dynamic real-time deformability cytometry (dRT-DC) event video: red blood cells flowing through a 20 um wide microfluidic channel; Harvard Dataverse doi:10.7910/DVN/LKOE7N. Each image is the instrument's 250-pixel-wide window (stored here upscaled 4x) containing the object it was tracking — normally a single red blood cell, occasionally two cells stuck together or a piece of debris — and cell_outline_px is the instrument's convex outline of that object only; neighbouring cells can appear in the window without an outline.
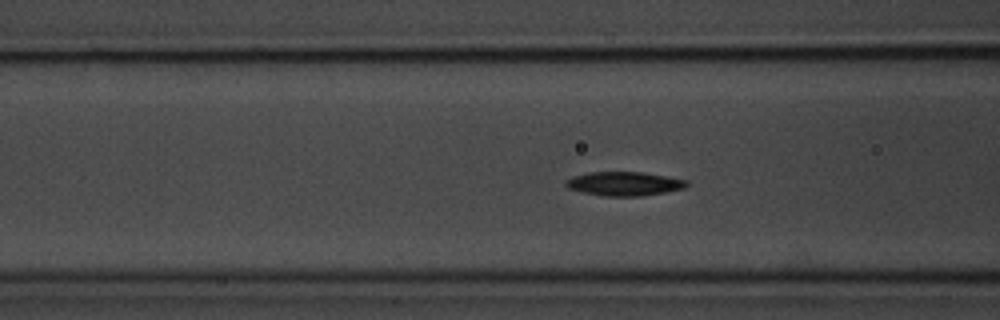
{"species": "common noctule bat (a hibernating species)", "species_latin": "Nyctalus noctula", "temperature_condition": "room temperature", "stored_images_in_passage": 46, "camera_frame_rate_fps": 3000, "um_per_image_px": 0.085, "animal": {"sex": "male", "body_mass_g": 20.1, "forearm_length_mm": 53.5}, "frame": {"image": 1, "passage_image": 11, "time_ms": 3.333, "image_size_px": [1000, 320], "cell_outline_px": [[688, 184], [684, 188], [664, 192], [640, 196], [604, 196], [584, 192], [568, 188], [564, 184], [564, 180], [572, 176], [588, 172], [644, 172], [668, 176], [688, 180]], "centroid_in_image_um": [53.04, 15.6], "position_along_channel_um": 113.6, "area_um2": 16.94}}
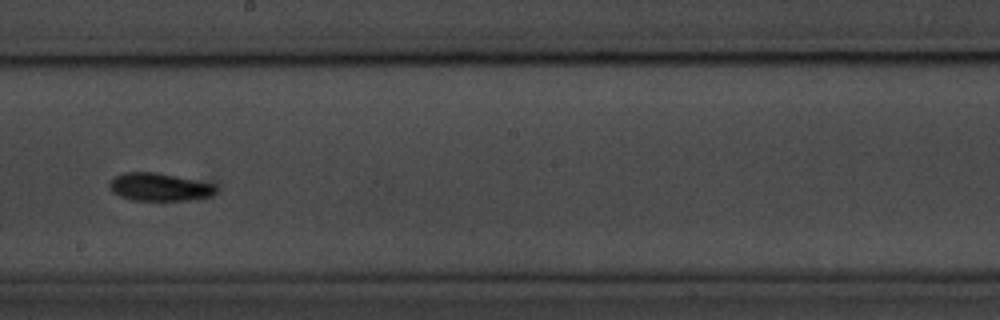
{"frame": {"image": 2, "passage_image": 21, "time_ms": 6.667, "image_size_px": [1000, 320], "cell_outline_px": [[216, 192], [212, 196], [188, 200], [132, 200], [120, 196], [112, 192], [108, 188], [108, 184], [116, 176], [124, 172], [156, 172], [216, 184]], "centroid_in_image_um": [13.55, 15.89], "position_along_channel_um": 234.7, "area_um2": 17.34}}
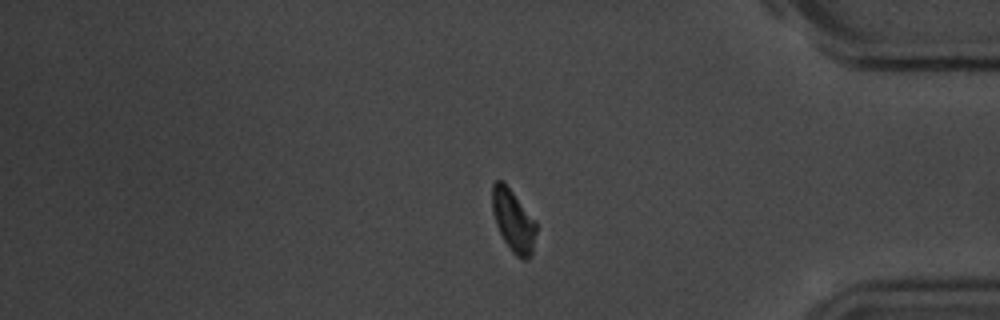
{"frame": {"image": 3, "passage_image": 36, "time_ms": 11.667, "image_size_px": [1000, 320], "cell_outline_px": [[536, 232], [532, 256], [528, 260], [524, 260], [516, 256], [512, 252], [504, 240], [496, 224], [492, 212], [492, 184], [496, 180], [504, 180], [536, 220]], "centroid_in_image_um": [43.64, 18.74], "position_along_channel_um": 391.6, "area_um2": 16.3}, "authors_computed_cell_mechanics": {"area_um2": 16.3863, "velocity_mm_per_s": 3.6301, "shape_relaxation_time_tau1_ms": 1.7512, "shape_relaxation_time_tau2_ms": null, "deformation_change_tau1": 0.1245, "deformation_change_tau2": null}}